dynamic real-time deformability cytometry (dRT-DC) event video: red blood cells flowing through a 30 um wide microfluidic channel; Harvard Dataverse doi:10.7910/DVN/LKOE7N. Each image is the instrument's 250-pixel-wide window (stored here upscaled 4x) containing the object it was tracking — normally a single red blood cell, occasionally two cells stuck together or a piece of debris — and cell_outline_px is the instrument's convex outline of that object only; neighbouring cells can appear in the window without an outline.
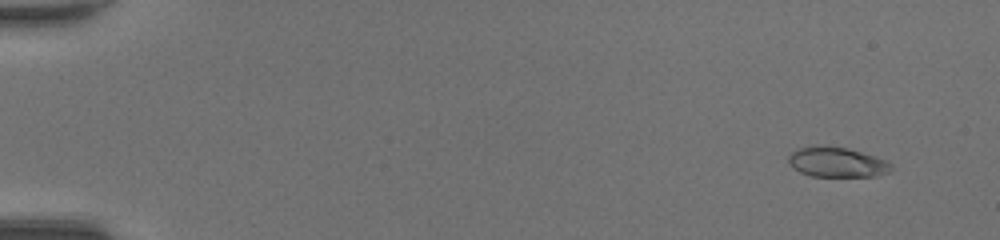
{"species": "common noctule bat (a hibernating species)", "species_latin": "Nyctalus noctula", "temperature_condition": "room temperature", "stored_images_in_passage": 49, "camera_frame_rate_fps": 3000, "um_per_image_px": 0.085, "animal": {"sex": "female", "body_mass_g": 20.0, "forearm_length_mm": 54.0}, "frame": {"image": 1, "passage_image": 4, "time_ms": 1.0, "image_size_px": [1000, 240], "cell_outline_px": [[892, 168], [888, 172], [876, 176], [812, 176], [800, 172], [792, 168], [788, 164], [788, 156], [796, 148], [816, 144], [848, 148], [888, 160], [892, 164]], "centroid_in_image_um": [71.1, 13.76], "position_along_channel_um": 13.9, "area_um2": 18.26}}
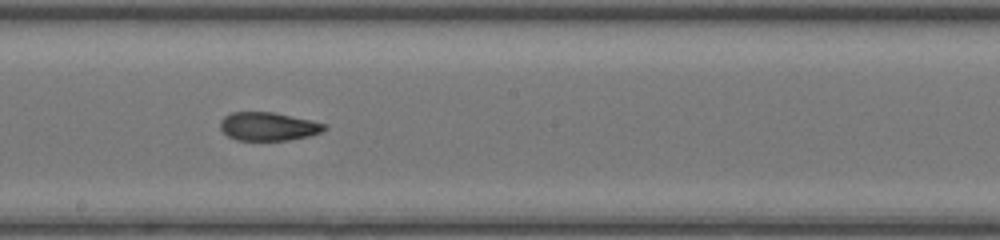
{"frame": {"image": 2, "passage_image": 29, "time_ms": 9.333, "image_size_px": [1000, 240], "cell_outline_px": [[328, 128], [320, 132], [308, 136], [288, 140], [236, 140], [228, 136], [220, 128], [220, 120], [224, 116], [232, 112], [272, 112], [312, 120], [328, 124]], "centroid_in_image_um": [22.81, 10.74], "position_along_channel_um": 225.4, "area_um2": 17.28}}
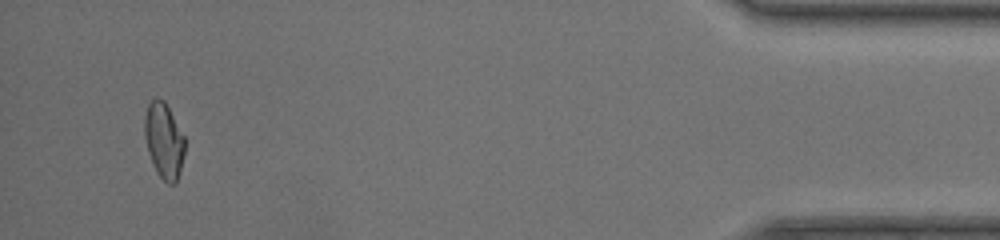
{"frame": {"image": 3, "passage_image": 47, "time_ms": 15.333, "image_size_px": [1000, 240], "cell_outline_px": [[184, 152], [176, 184], [168, 184], [156, 172], [152, 164], [148, 152], [144, 136], [144, 116], [148, 104], [156, 96], [164, 100], [184, 136]], "centroid_in_image_um": [13.9, 11.94], "position_along_channel_um": 421.3, "area_um2": 17.69}, "authors_computed_cell_mechanics": {"area_um2": 17.9758, "velocity_mm_per_s": 4.405, "shape_relaxation_time_tau1_ms": null, "shape_relaxation_time_tau2_ms": 2.0072, "deformation_change_tau1": null, "deformation_change_tau2": 0.0922}}